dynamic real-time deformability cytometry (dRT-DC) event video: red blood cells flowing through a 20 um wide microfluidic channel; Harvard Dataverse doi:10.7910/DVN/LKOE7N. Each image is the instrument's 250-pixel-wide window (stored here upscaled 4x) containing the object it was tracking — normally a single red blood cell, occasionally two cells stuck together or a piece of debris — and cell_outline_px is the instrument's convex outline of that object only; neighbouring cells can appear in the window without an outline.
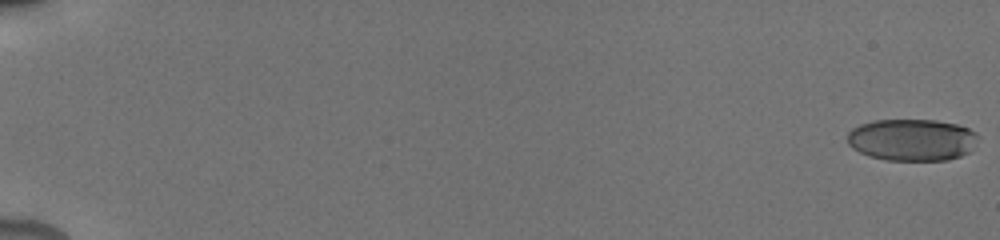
{"species": "human", "species_latin": "Homo sapiens", "temperature_condition": "cold", "stored_images_in_passage": 26, "camera_frame_rate_fps": 3000, "um_per_image_px": 0.085, "donor": {"sex": "male"}, "frame": {"image": 1, "passage_image": 1, "time_ms": 0.0, "image_size_px": [1000, 240], "cell_outline_px": [[980, 136], [968, 152], [960, 156], [948, 160], [884, 160], [868, 156], [852, 148], [848, 144], [848, 132], [852, 128], [860, 124], [872, 120], [936, 120], [956, 124], [968, 128], [976, 132]], "centroid_in_image_um": [77.5, 11.88], "position_along_channel_um": 7.5, "area_um2": 32.08}}
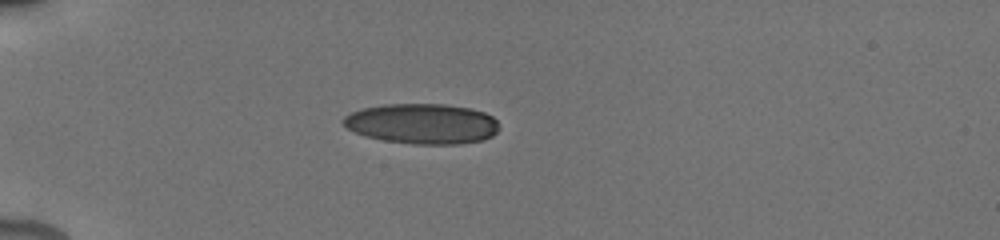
{"frame": {"image": 2, "passage_image": 15, "time_ms": 5.667, "image_size_px": [1000, 240], "cell_outline_px": [[500, 128], [492, 136], [484, 140], [460, 144], [412, 144], [384, 140], [364, 136], [348, 128], [340, 120], [344, 116], [352, 112], [364, 108], [384, 104], [444, 104], [472, 108], [484, 112], [492, 116], [500, 124]], "centroid_in_image_um": [35.92, 10.52], "position_along_channel_um": 49.1, "area_um2": 36.82}}
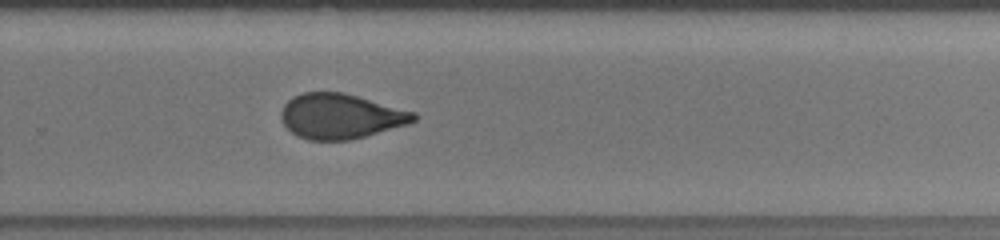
{"frame": {"image": 3, "passage_image": 26, "time_ms": 13.0, "image_size_px": [1000, 240], "cell_outline_px": [[416, 120], [408, 124], [364, 136], [348, 140], [308, 140], [296, 136], [280, 120], [280, 112], [284, 104], [292, 96], [304, 92], [344, 92], [416, 112]], "centroid_in_image_um": [28.92, 9.87], "position_along_channel_um": 300.9, "area_um2": 34.85}}